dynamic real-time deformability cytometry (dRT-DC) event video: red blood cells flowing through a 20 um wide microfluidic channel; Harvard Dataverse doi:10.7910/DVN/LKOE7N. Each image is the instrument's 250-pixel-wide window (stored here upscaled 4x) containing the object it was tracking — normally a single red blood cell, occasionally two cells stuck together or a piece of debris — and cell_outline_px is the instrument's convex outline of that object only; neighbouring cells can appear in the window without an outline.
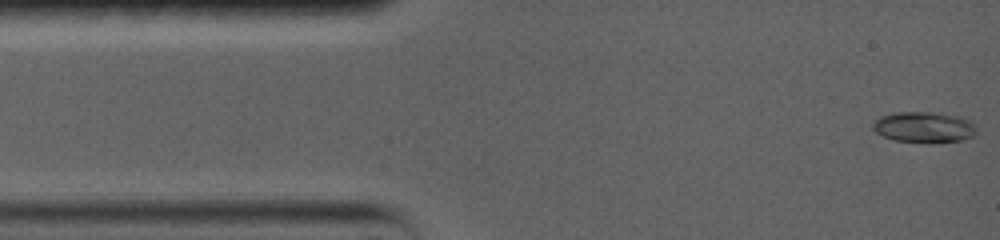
{"species": "common noctule bat (a hibernating species)", "species_latin": "Nyctalus noctula", "temperature_condition": "warm", "stored_images_in_passage": 39, "camera_frame_rate_fps": 5000, "um_per_image_px": 0.085, "animal": {"sex": "female", "body_mass_g": 19.0, "forearm_length_mm": 56.7}, "frame": {"image": 1, "passage_image": 1, "time_ms": 0.0, "image_size_px": [1000, 240], "cell_outline_px": [[976, 132], [972, 136], [964, 140], [932, 144], [928, 144], [892, 140], [876, 132], [872, 128], [872, 120], [880, 116], [896, 112], [932, 112], [960, 116], [968, 120], [976, 128]], "centroid_in_image_um": [78.51, 10.83], "position_along_channel_um": 6.5, "area_um2": 19.07}}
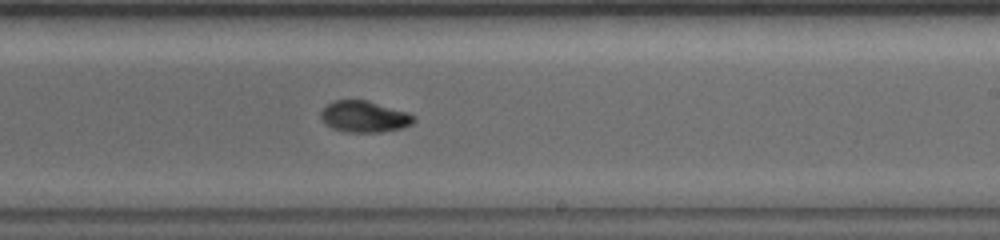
{"frame": {"image": 2, "passage_image": 17, "time_ms": 8.8, "image_size_px": [1000, 240], "cell_outline_px": [[416, 120], [412, 124], [404, 128], [380, 132], [344, 132], [332, 128], [324, 124], [320, 116], [320, 112], [328, 104], [336, 100], [368, 100], [408, 112], [416, 116]], "centroid_in_image_um": [30.99, 9.92], "position_along_channel_um": 258.0, "area_um2": 17.22}}
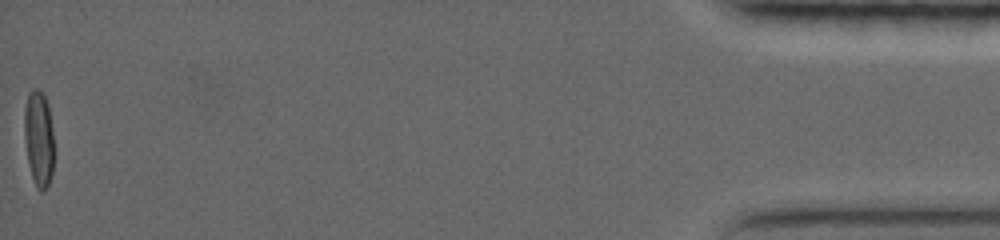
{"frame": {"image": 3, "passage_image": 39, "time_ms": 17.2, "image_size_px": [1000, 240], "cell_outline_px": [[52, 172], [48, 184], [44, 192], [40, 192], [36, 188], [28, 164], [24, 136], [24, 108], [28, 92], [32, 88], [36, 88], [44, 96], [48, 104], [52, 128]], "centroid_in_image_um": [3.26, 11.76], "position_along_channel_um": 431.9, "area_um2": 16.53}, "authors_computed_cell_mechanics": {"area_um2": 16.8198, "velocity_mm_per_s": 3.7354, "shape_relaxation_time_tau1_ms": 7.9261, "shape_relaxation_time_tau2_ms": 2.3253, "deformation_change_tau1": 0.2359, "deformation_change_tau2": 0.0483}}